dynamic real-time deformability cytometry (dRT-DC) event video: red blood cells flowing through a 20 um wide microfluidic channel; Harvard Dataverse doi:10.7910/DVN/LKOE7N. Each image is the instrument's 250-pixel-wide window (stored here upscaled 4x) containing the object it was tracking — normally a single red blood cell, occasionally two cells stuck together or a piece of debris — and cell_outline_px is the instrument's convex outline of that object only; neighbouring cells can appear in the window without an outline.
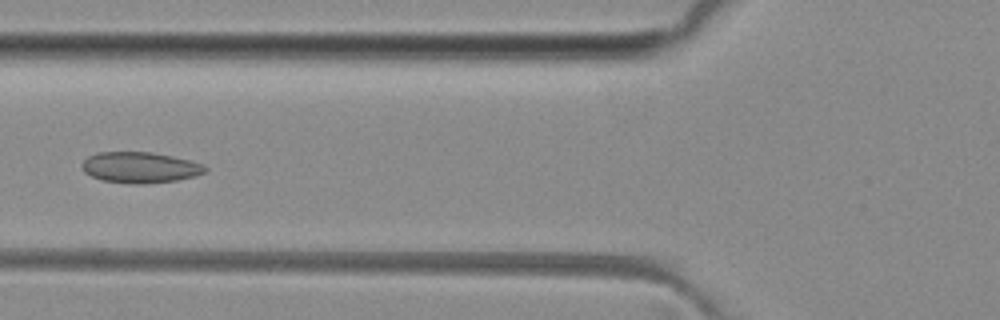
{"species": "common noctule bat (a hibernating species)", "species_latin": "Nyctalus noctula", "temperature_condition": "room temperature", "stored_images_in_passage": 33, "camera_frame_rate_fps": 3000, "um_per_image_px": 0.085, "animal": {"sex": "female", "body_mass_g": 29.2, "forearm_length_mm": 56.3}, "frame": {"image": 1, "passage_image": 9, "time_ms": 2.667, "image_size_px": [1000, 320], "cell_outline_px": [[208, 168], [204, 172], [196, 176], [176, 180], [144, 184], [132, 184], [100, 180], [84, 172], [80, 164], [88, 156], [96, 152], [152, 152], [192, 160], [204, 164]], "centroid_in_image_um": [11.9, 14.23], "position_along_channel_um": 113.9, "area_um2": 22.43}}
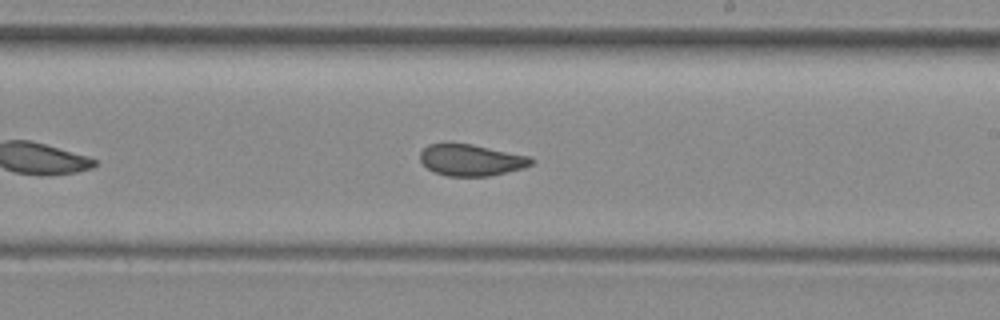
{"frame": {"image": 2, "passage_image": 19, "time_ms": 6.0, "image_size_px": [1000, 320], "cell_outline_px": [[536, 160], [532, 164], [524, 168], [488, 176], [448, 176], [436, 172], [428, 168], [420, 160], [420, 152], [428, 144], [452, 140], [532, 156]], "centroid_in_image_um": [40.05, 13.56], "position_along_channel_um": 248.9, "area_um2": 20.98}}
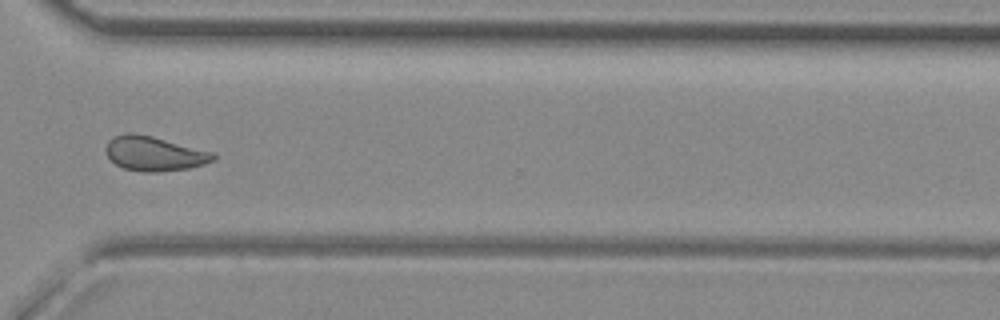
{"frame": {"image": 3, "passage_image": 27, "time_ms": 8.667, "image_size_px": [1000, 320], "cell_outline_px": [[216, 160], [204, 164], [188, 168], [160, 172], [144, 172], [124, 168], [116, 164], [108, 156], [104, 148], [108, 140], [112, 136], [128, 132], [152, 136], [216, 152]], "centroid_in_image_um": [13.14, 13.05], "position_along_channel_um": 357.5, "area_um2": 21.85}, "authors_computed_cell_mechanics": {"area_um2": 21.2704, "velocity_mm_per_s": 4.0555, "shape_relaxation_time_tau1_ms": null, "shape_relaxation_time_tau2_ms": 1.4933, "deformation_change_tau1": null, "deformation_change_tau2": 0.0702}}